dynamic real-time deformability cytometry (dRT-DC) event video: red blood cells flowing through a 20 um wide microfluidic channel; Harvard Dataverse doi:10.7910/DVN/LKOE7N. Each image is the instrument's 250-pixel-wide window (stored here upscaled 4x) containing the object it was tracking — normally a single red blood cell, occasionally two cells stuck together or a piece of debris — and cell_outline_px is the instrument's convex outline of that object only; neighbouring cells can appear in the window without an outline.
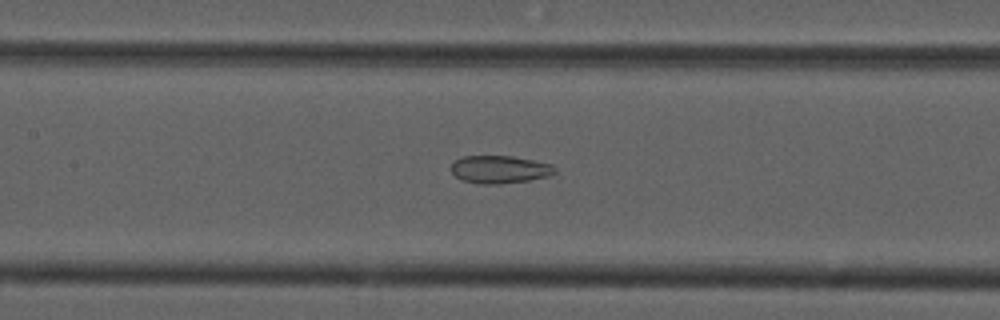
{"species": "common noctule bat (a hibernating species)", "species_latin": "Nyctalus noctula", "temperature_condition": "cold", "stored_images_in_passage": 55, "camera_frame_rate_fps": 3000, "um_per_image_px": 0.085, "animal": {"sex": "male", "forearm_length_mm": 52.5}, "frame": {"image": 1, "passage_image": 25, "time_ms": 8.0, "image_size_px": [1000, 320], "cell_outline_px": [[556, 172], [548, 176], [528, 180], [500, 184], [476, 184], [464, 180], [456, 176], [452, 172], [452, 164], [456, 160], [464, 156], [512, 156], [552, 164], [556, 168]], "centroid_in_image_um": [42.49, 14.4], "position_along_channel_um": 164.9, "area_um2": 16.65}}
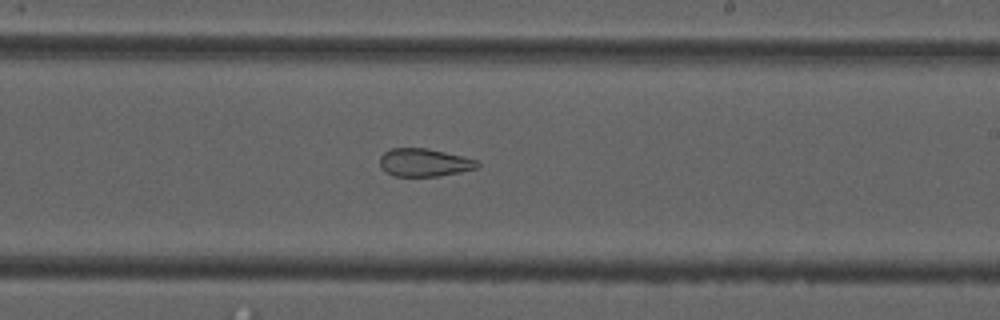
{"frame": {"image": 2, "passage_image": 32, "time_ms": 10.333, "image_size_px": [1000, 320], "cell_outline_px": [[480, 164], [476, 168], [460, 172], [440, 176], [392, 176], [384, 172], [380, 168], [380, 156], [384, 152], [392, 148], [428, 148], [476, 160]], "centroid_in_image_um": [36.0, 13.82], "position_along_channel_um": 253.0, "area_um2": 15.9}}
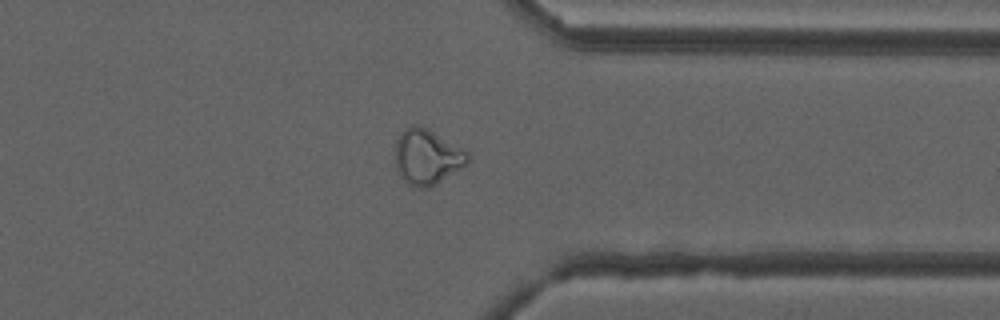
{"frame": {"image": 3, "passage_image": 42, "time_ms": 13.667, "image_size_px": [1000, 320], "cell_outline_px": [[472, 156], [468, 164], [436, 184], [428, 188], [416, 188], [408, 184], [400, 176], [396, 168], [396, 140], [400, 132], [412, 124], [420, 124], [428, 128], [468, 152]], "centroid_in_image_um": [36.31, 13.33], "position_along_channel_um": 375.1, "area_um2": 23.64}}